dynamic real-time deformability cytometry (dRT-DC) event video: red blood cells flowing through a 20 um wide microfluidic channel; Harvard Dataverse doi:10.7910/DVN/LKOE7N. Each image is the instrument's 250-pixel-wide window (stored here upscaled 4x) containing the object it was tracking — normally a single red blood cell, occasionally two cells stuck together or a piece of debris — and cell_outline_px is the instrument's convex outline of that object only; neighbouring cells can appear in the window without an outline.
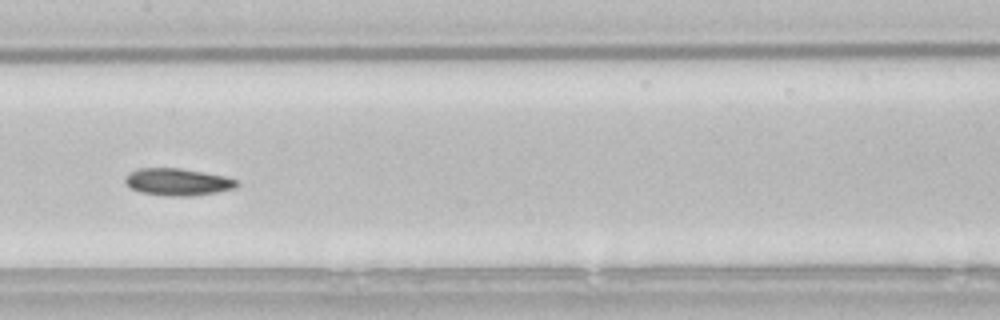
{"species": "common noctule bat (a hibernating species)", "species_latin": "Nyctalus noctula", "temperature_condition": "room temperature", "stored_images_in_passage": 39, "camera_frame_rate_fps": 3000, "um_per_image_px": 0.085, "animal": {"sex": "male", "body_mass_g": 21.5, "forearm_length_mm": 52.0}, "frame": {"image": 1, "passage_image": 12, "time_ms": 3.667, "image_size_px": [1000, 320], "cell_outline_px": [[240, 184], [232, 188], [216, 192], [188, 196], [172, 196], [140, 192], [132, 188], [124, 180], [124, 176], [128, 172], [140, 168], [180, 168], [204, 172], [224, 176], [236, 180]], "centroid_in_image_um": [15.07, 15.45], "position_along_channel_um": 192.3, "area_um2": 17.46}, "authors_computed_cell_mechanics": {"area_um2": 17.2822, "velocity_mm_per_s": 3.7994, "shape_relaxation_time_tau1_ms": 4.6273, "shape_relaxation_time_tau2_ms": 11.3211, "deformation_change_tau1": 0.1062, "deformation_change_tau2": 0.1702}}